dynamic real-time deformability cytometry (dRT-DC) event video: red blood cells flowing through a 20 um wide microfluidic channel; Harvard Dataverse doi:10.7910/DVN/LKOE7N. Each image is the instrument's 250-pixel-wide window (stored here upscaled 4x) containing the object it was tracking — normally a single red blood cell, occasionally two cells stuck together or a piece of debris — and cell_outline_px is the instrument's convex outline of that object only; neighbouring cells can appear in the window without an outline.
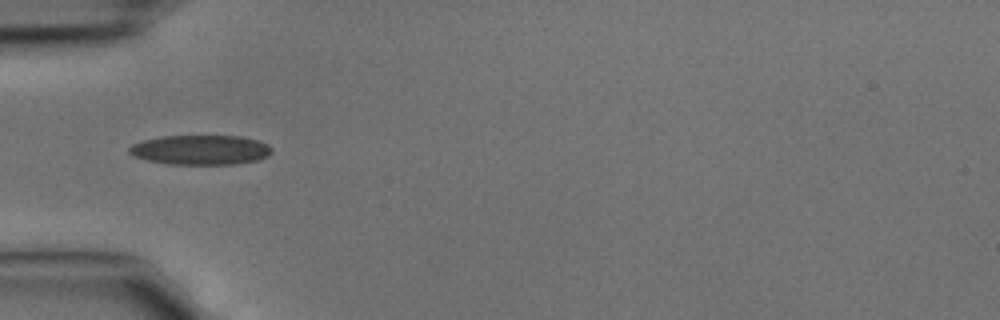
{"species": "common noctule bat (a hibernating species)", "species_latin": "Nyctalus noctula", "temperature_condition": "cold", "stored_images_in_passage": 4, "camera_frame_rate_fps": 3000, "um_per_image_px": 0.085, "animal": {"sex": "male", "body_mass_g": 15.6}, "frame": {"image": 1, "passage_image": 4, "time_ms": 1.0, "image_size_px": [1000, 320], "cell_outline_px": [[272, 152], [268, 156], [260, 160], [236, 164], [168, 164], [148, 160], [132, 156], [128, 152], [128, 148], [132, 144], [144, 140], [160, 136], [240, 136], [260, 140], [268, 144], [272, 148]], "centroid_in_image_um": [17.07, 12.74], "position_along_channel_um": 67.9, "area_um2": 24.91}}